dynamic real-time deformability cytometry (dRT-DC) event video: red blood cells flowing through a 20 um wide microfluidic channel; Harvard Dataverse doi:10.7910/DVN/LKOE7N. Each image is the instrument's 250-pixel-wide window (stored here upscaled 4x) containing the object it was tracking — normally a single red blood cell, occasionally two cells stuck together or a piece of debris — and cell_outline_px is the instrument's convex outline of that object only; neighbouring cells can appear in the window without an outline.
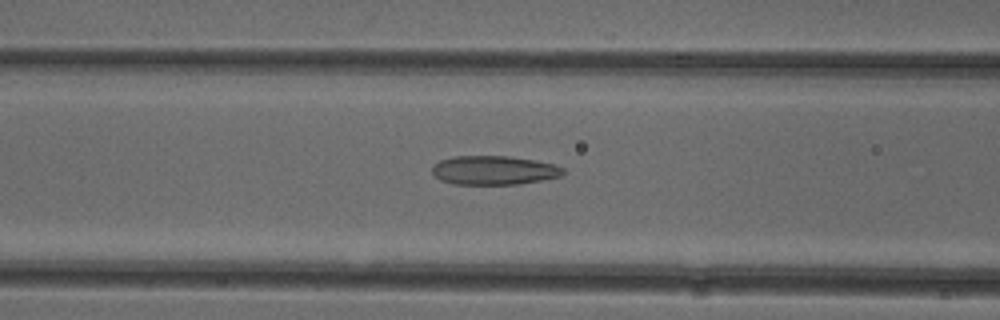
{"species": "common noctule bat (a hibernating species)", "species_latin": "Nyctalus noctula", "temperature_condition": "cold", "stored_images_in_passage": 51, "camera_frame_rate_fps": 3000, "um_per_image_px": 0.085, "animal": {"sex": "female"}, "frame": {"image": 1, "passage_image": 20, "time_ms": 6.333, "image_size_px": [1000, 320], "cell_outline_px": [[564, 172], [560, 176], [540, 180], [516, 184], [452, 184], [440, 180], [432, 172], [432, 164], [440, 160], [452, 156], [508, 156], [556, 164], [564, 168]], "centroid_in_image_um": [41.94, 14.46], "position_along_channel_um": 124.7, "area_um2": 22.08}}
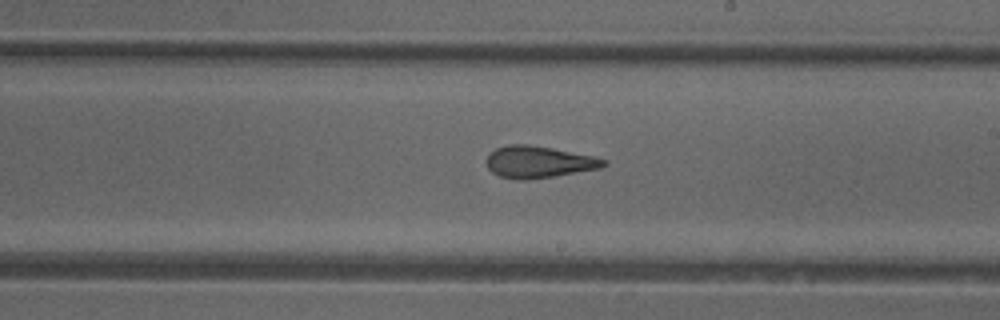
{"frame": {"image": 2, "passage_image": 29, "time_ms": 9.333, "image_size_px": [1000, 320], "cell_outline_px": [[608, 164], [600, 168], [528, 180], [516, 180], [500, 176], [492, 172], [488, 168], [484, 160], [488, 152], [496, 148], [508, 144], [524, 144], [552, 148], [592, 156], [604, 160]], "centroid_in_image_um": [45.69, 13.76], "position_along_channel_um": 243.3, "area_um2": 21.68}}
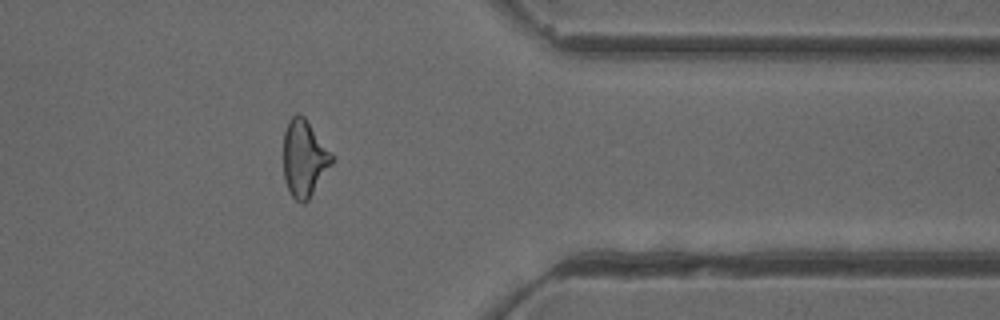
{"frame": {"image": 3, "passage_image": 41, "time_ms": 13.333, "image_size_px": [1000, 320], "cell_outline_px": [[332, 164], [308, 200], [304, 204], [300, 204], [292, 196], [284, 180], [284, 132], [288, 120], [296, 112], [300, 112], [304, 116], [332, 156]], "centroid_in_image_um": [25.82, 13.46], "position_along_channel_um": 385.6, "area_um2": 21.33}, "authors_computed_cell_mechanics": {"area_um2": 22.7154, "velocity_mm_per_s": 3.9492, "shape_relaxation_time_tau1_ms": null, "shape_relaxation_time_tau2_ms": 2.3094, "deformation_change_tau1": null, "deformation_change_tau2": 0.1129}}